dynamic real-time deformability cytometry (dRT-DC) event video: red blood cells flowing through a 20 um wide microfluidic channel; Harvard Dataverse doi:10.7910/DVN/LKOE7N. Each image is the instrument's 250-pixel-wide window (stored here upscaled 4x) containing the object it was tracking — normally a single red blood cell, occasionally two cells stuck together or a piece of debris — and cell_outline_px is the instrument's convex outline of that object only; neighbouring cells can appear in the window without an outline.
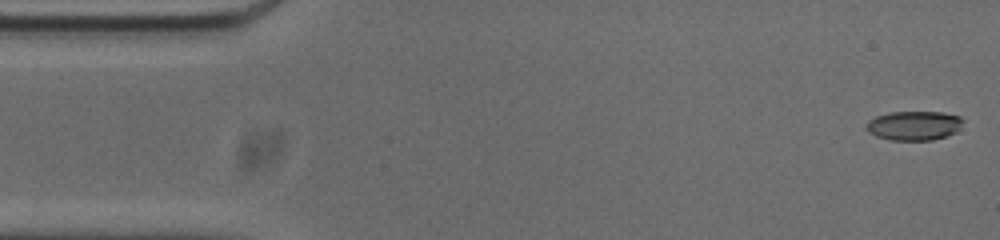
{"species": "common noctule bat (a hibernating species)", "species_latin": "Nyctalus noctula", "temperature_condition": "cold", "stored_images_in_passage": 50, "camera_frame_rate_fps": 3000, "um_per_image_px": 0.085, "animal": {"sex": "male", "body_mass_g": 20.0, "forearm_length_mm": 53.3}, "frame": {"image": 1, "passage_image": 1, "time_ms": 0.0, "image_size_px": [1000, 240], "cell_outline_px": [[964, 120], [960, 128], [956, 132], [948, 136], [932, 140], [892, 140], [876, 136], [868, 132], [864, 128], [864, 124], [868, 120], [876, 116], [888, 112], [944, 112], [960, 116]], "centroid_in_image_um": [77.68, 10.67], "position_along_channel_um": 7.3, "area_um2": 16.82}}
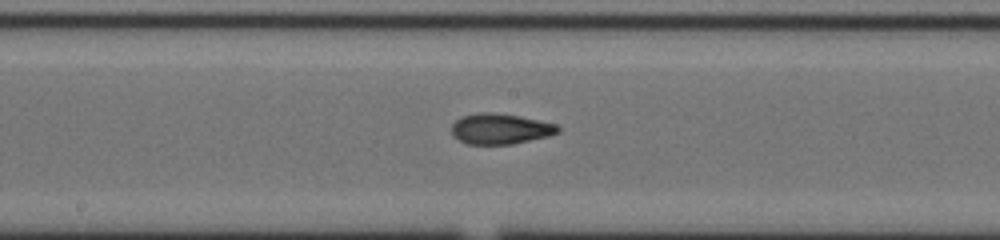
{"frame": {"image": 2, "passage_image": 26, "time_ms": 8.333, "image_size_px": [1000, 240], "cell_outline_px": [[560, 132], [548, 136], [512, 144], [468, 144], [452, 136], [452, 124], [460, 116], [476, 112], [492, 112], [520, 116], [556, 124], [560, 128]], "centroid_in_image_um": [42.5, 10.94], "position_along_channel_um": 205.7, "area_um2": 19.02}}
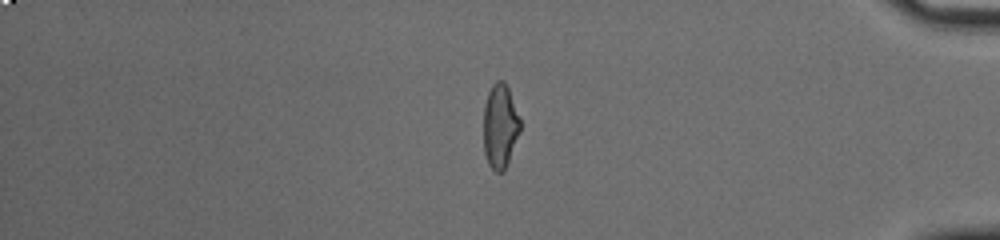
{"frame": {"image": 3, "passage_image": 44, "time_ms": 14.333, "image_size_px": [1000, 240], "cell_outline_px": [[520, 132], [508, 160], [504, 168], [500, 172], [496, 172], [488, 164], [484, 152], [484, 104], [488, 92], [492, 84], [496, 80], [504, 80], [508, 88], [520, 120]], "centroid_in_image_um": [42.49, 10.68], "position_along_channel_um": 392.7, "area_um2": 17.74}, "authors_computed_cell_mechanics": {"area_um2": 18.2937, "velocity_mm_per_s": 3.7643, "shape_relaxation_time_tau1_ms": 5.2518, "shape_relaxation_time_tau2_ms": 1.853, "deformation_change_tau1": 0.1844, "deformation_change_tau2": 0.0907}}